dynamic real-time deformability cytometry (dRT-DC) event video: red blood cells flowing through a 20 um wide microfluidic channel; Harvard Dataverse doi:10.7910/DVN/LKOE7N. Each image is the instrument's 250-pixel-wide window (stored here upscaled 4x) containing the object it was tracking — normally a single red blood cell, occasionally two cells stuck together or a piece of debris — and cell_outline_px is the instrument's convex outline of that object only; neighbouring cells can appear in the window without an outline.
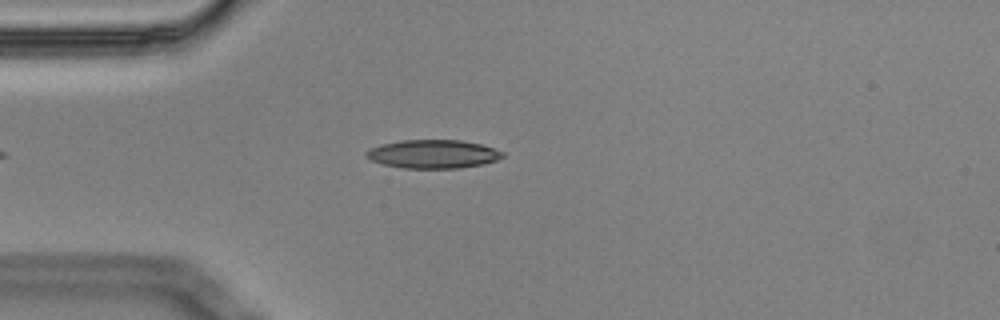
{"species": "Egyptian fruit bat (a non-hibernating species)", "species_latin": "Rousettus aegyptiacus", "temperature_condition": "cold", "stored_images_in_passage": 4, "camera_frame_rate_fps": 3000, "um_per_image_px": 0.085, "animal": {"sex": "male"}, "frame": {"image": 1, "passage_image": 4, "time_ms": 1.0, "image_size_px": [1000, 320], "cell_outline_px": [[504, 156], [496, 160], [484, 164], [460, 168], [404, 168], [384, 164], [372, 160], [364, 152], [380, 144], [400, 140], [460, 140], [480, 144], [504, 152]], "centroid_in_image_um": [36.83, 13.09], "position_along_channel_um": 48.2, "area_um2": 22.48}}